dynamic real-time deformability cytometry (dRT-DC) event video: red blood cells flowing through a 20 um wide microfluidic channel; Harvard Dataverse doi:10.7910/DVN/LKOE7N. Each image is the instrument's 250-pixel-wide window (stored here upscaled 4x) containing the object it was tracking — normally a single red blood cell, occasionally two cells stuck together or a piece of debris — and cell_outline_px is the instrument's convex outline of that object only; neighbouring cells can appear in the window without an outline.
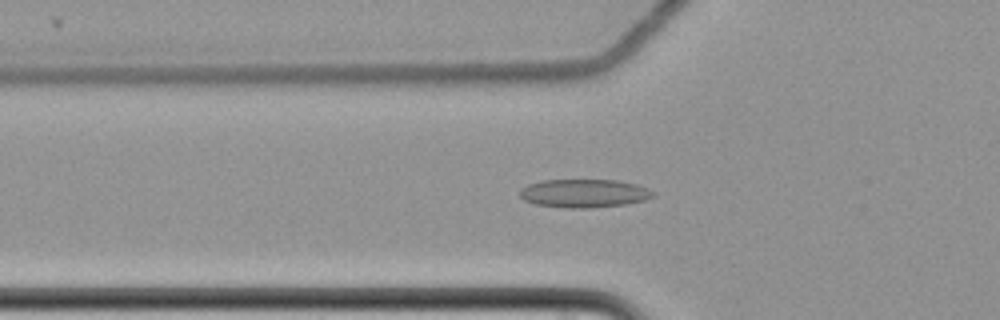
{"species": "common noctule bat (a hibernating species)", "species_latin": "Nyctalus noctula", "temperature_condition": "cold", "stored_images_in_passage": 61, "camera_frame_rate_fps": 3000, "um_per_image_px": 0.085, "animal": {"sex": "female", "body_mass_g": 22.7, "forearm_length_mm": 54.2}, "frame": {"image": 1, "passage_image": 23, "time_ms": 7.333, "image_size_px": [1000, 320], "cell_outline_px": [[656, 196], [644, 200], [624, 204], [588, 208], [568, 208], [536, 204], [524, 200], [520, 196], [520, 188], [528, 184], [544, 180], [616, 180], [636, 184], [648, 188], [656, 192]], "centroid_in_image_um": [49.67, 16.43], "position_along_channel_um": 76.1, "area_um2": 22.02}}
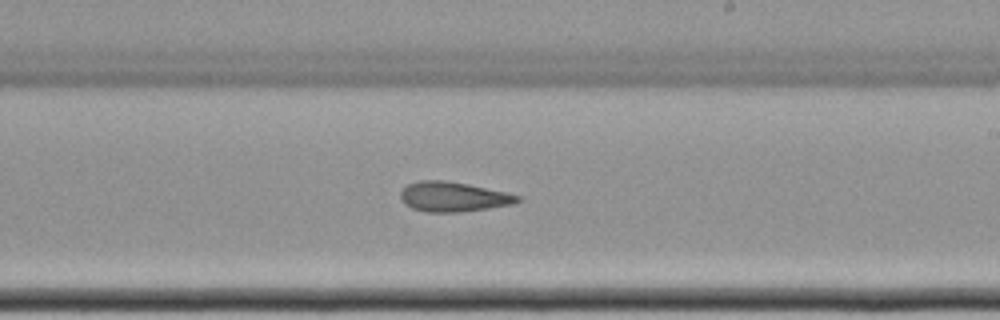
{"frame": {"image": 2, "passage_image": 38, "time_ms": 12.333, "image_size_px": [1000, 320], "cell_outline_px": [[520, 200], [512, 204], [488, 208], [456, 212], [428, 212], [412, 208], [404, 204], [400, 200], [400, 192], [408, 184], [420, 180], [444, 180], [468, 184], [504, 192], [520, 196]], "centroid_in_image_um": [38.47, 16.72], "position_along_channel_um": 250.5, "area_um2": 20.11}}
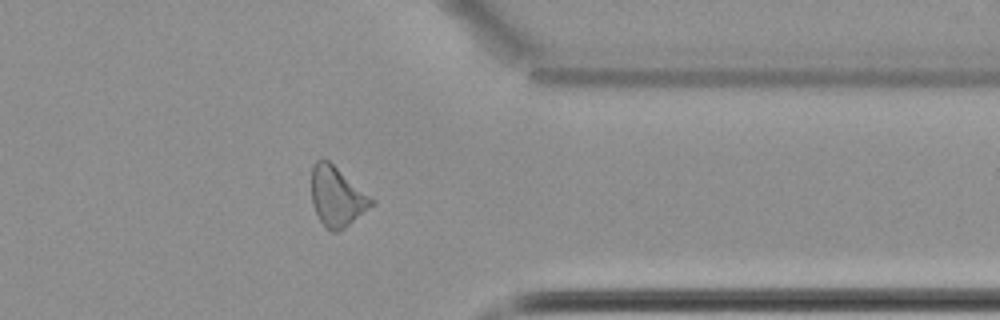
{"frame": {"image": 3, "passage_image": 50, "time_ms": 16.333, "image_size_px": [1000, 320], "cell_outline_px": [[376, 200], [368, 208], [344, 228], [336, 232], [332, 232], [324, 228], [312, 204], [312, 164], [316, 160], [328, 160]], "centroid_in_image_um": [28.62, 16.71], "position_along_channel_um": 382.8, "area_um2": 20.63}, "authors_computed_cell_mechanics": {"area_um2": 21.7906, "velocity_mm_per_s": 3.4975, "shape_relaxation_time_tau1_ms": null, "shape_relaxation_time_tau2_ms": 5.9174, "deformation_change_tau1": null, "deformation_change_tau2": 0.1372}}